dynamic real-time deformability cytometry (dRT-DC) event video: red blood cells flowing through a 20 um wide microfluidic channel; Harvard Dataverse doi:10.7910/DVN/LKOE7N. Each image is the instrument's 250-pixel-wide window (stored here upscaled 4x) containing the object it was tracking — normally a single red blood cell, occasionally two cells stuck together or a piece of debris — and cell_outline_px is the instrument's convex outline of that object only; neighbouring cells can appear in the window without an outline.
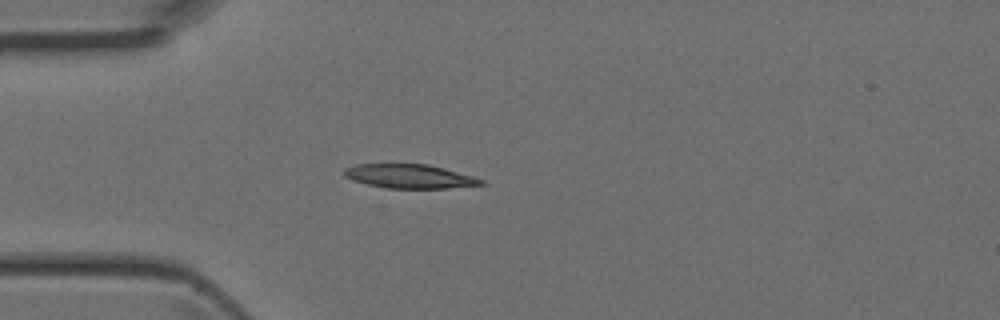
{"species": "Egyptian fruit bat (a non-hibernating species)", "species_latin": "Rousettus aegyptiacus", "temperature_condition": "room temperature", "stored_images_in_passage": 2, "camera_frame_rate_fps": 3000, "um_per_image_px": 0.085, "animal": {"sex": "female"}, "frame": {"image": 1, "passage_image": 2, "time_ms": 0.333, "image_size_px": [1000, 320], "cell_outline_px": [[488, 184], [444, 188], [388, 188], [368, 184], [352, 180], [344, 176], [344, 168], [356, 164], [428, 164], [444, 168], [472, 176], [484, 180]], "centroid_in_image_um": [34.81, 14.98], "position_along_channel_um": 50.2, "area_um2": 19.02}}